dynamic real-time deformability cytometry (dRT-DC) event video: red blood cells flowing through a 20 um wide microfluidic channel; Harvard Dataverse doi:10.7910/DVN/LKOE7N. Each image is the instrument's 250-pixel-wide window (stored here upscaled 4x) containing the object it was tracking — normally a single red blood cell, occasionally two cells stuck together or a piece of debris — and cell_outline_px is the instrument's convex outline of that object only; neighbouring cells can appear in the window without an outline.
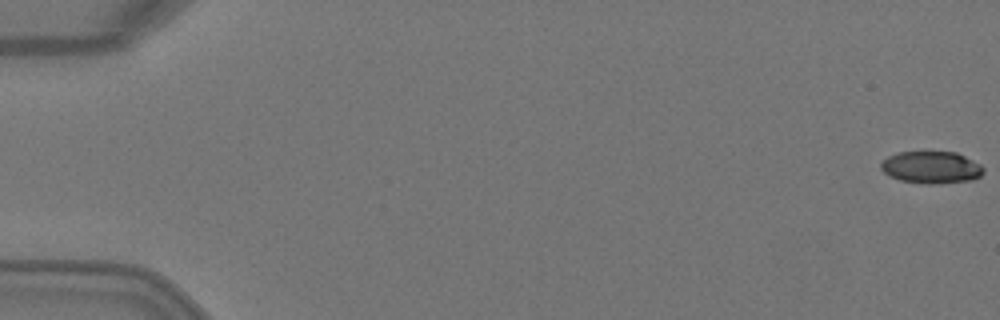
{"species": "Egyptian fruit bat (a non-hibernating species)", "species_latin": "Rousettus aegyptiacus", "temperature_condition": "warm", "stored_images_in_passage": 5, "camera_frame_rate_fps": 3000, "um_per_image_px": 0.085, "animal": {"sex": "female"}, "frame": {"image": 1, "passage_image": 1, "time_ms": 0.0, "image_size_px": [1000, 320], "cell_outline_px": [[984, 172], [980, 176], [972, 180], [932, 184], [928, 184], [900, 180], [888, 176], [880, 168], [880, 164], [888, 156], [896, 152], [956, 152], [980, 164], [984, 168]], "centroid_in_image_um": [79.14, 14.23], "position_along_channel_um": 5.9, "area_um2": 19.19}}
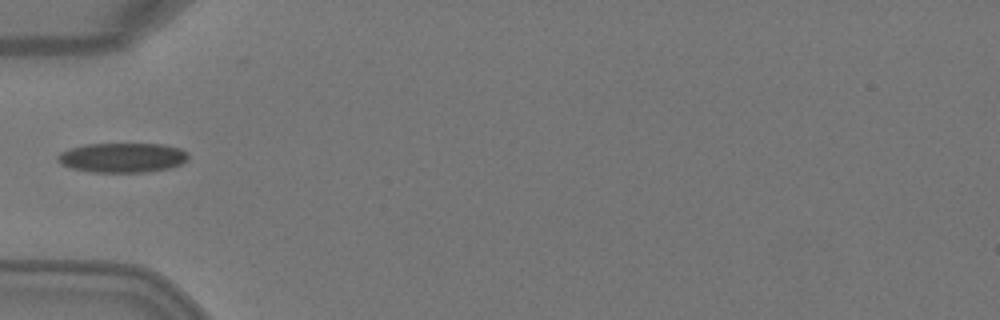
{"frame": {"image": 2, "passage_image": 5, "time_ms": 1.333, "image_size_px": [1000, 320], "cell_outline_px": [[188, 160], [180, 164], [168, 168], [144, 172], [92, 172], [72, 168], [60, 164], [56, 160], [56, 156], [60, 152], [84, 144], [164, 144], [180, 148], [188, 152]], "centroid_in_image_um": [10.39, 13.39], "position_along_channel_um": 74.6, "area_um2": 22.6}}